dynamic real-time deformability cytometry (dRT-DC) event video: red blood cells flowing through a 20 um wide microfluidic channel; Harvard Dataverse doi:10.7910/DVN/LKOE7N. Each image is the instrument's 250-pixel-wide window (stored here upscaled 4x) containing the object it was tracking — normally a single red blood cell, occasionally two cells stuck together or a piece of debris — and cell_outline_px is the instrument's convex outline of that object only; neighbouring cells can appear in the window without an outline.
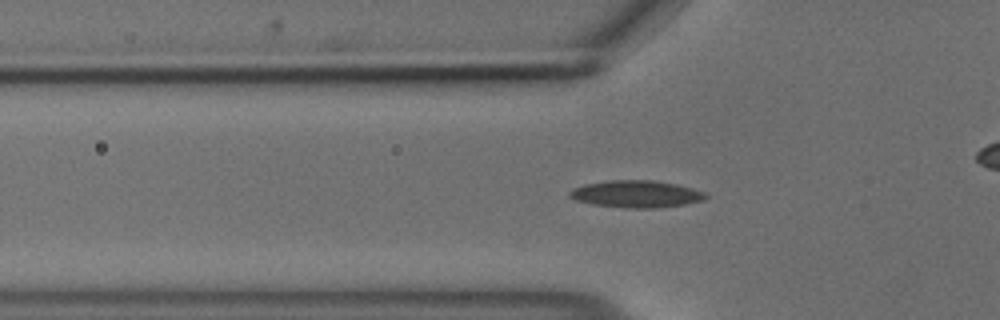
{"species": "common noctule bat (a hibernating species)", "species_latin": "Nyctalus noctula", "temperature_condition": "cold", "stored_images_in_passage": 34, "camera_frame_rate_fps": 3000, "um_per_image_px": 0.085, "animal": {"sex": "male", "body_mass_g": 18.8}, "frame": {"image": 1, "passage_image": 5, "time_ms": 1.333, "image_size_px": [1000, 320], "cell_outline_px": [[708, 196], [704, 200], [684, 204], [656, 208], [624, 208], [592, 204], [576, 200], [568, 196], [568, 192], [572, 188], [584, 184], [612, 180], [652, 180], [676, 184], [692, 188], [704, 192]], "centroid_in_image_um": [54.05, 16.49], "position_along_channel_um": 71.7, "area_um2": 21.5}}
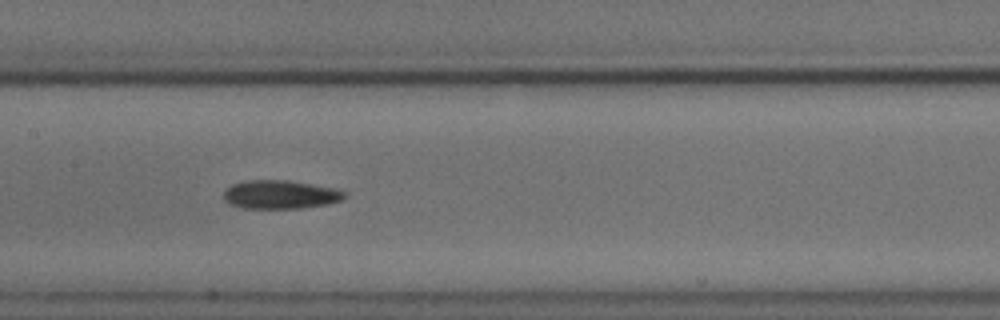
{"frame": {"image": 2, "passage_image": 14, "time_ms": 4.333, "image_size_px": [1000, 320], "cell_outline_px": [[348, 196], [344, 200], [328, 204], [300, 208], [244, 208], [228, 204], [224, 200], [224, 192], [232, 184], [244, 180], [288, 180], [332, 188], [348, 192]], "centroid_in_image_um": [23.85, 16.54], "position_along_channel_um": 183.6, "area_um2": 20.23}}
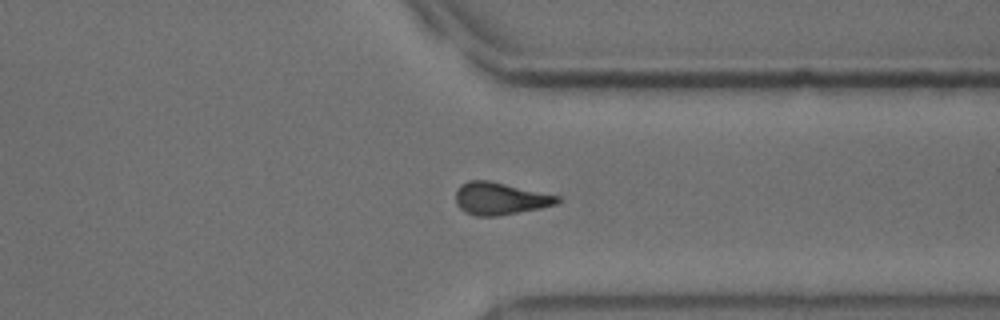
{"frame": {"image": 3, "passage_image": 29, "time_ms": 9.333, "image_size_px": [1000, 320], "cell_outline_px": [[560, 200], [556, 204], [540, 208], [496, 216], [476, 216], [464, 212], [456, 204], [456, 188], [460, 184], [468, 180], [488, 180], [560, 196]], "centroid_in_image_um": [42.46, 16.87], "position_along_channel_um": 368.9, "area_um2": 19.13}}